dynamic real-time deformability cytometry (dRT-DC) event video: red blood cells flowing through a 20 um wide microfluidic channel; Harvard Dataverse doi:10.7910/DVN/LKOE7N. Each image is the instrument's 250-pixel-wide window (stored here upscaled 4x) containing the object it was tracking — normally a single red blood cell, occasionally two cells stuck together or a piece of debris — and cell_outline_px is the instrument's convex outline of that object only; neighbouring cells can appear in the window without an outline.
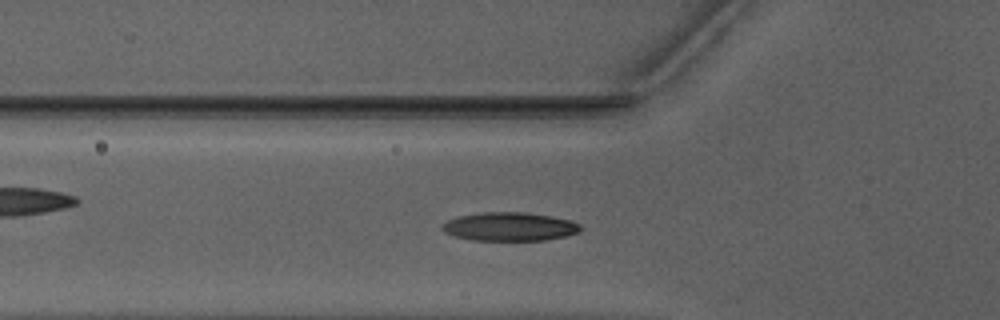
{"species": "Egyptian fruit bat (a non-hibernating species)", "species_latin": "Rousettus aegyptiacus", "temperature_condition": "warm", "stored_images_in_passage": 46, "camera_frame_rate_fps": 3000, "um_per_image_px": 0.085, "animal": {"sex": "male"}, "frame": {"image": 1, "passage_image": 12, "time_ms": 3.667, "image_size_px": [1000, 320], "cell_outline_px": [[584, 228], [580, 232], [564, 236], [544, 240], [472, 240], [456, 236], [444, 232], [440, 228], [448, 220], [460, 216], [484, 212], [524, 212], [552, 216], [572, 220], [580, 224]], "centroid_in_image_um": [43.37, 19.26], "position_along_channel_um": 82.4, "area_um2": 23.0}}
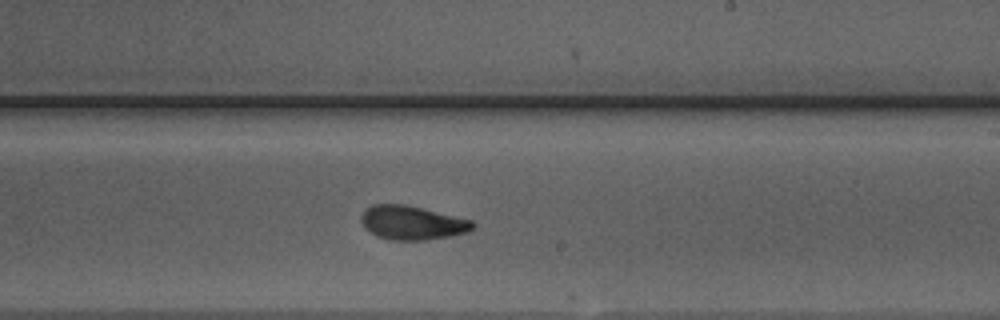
{"frame": {"image": 2, "passage_image": 25, "time_ms": 8.0, "image_size_px": [1000, 320], "cell_outline_px": [[476, 224], [468, 232], [448, 236], [424, 240], [388, 240], [376, 236], [364, 228], [360, 220], [360, 216], [364, 208], [372, 204], [404, 204], [472, 220]], "centroid_in_image_um": [34.96, 18.93], "position_along_channel_um": 254.0, "area_um2": 22.14}}
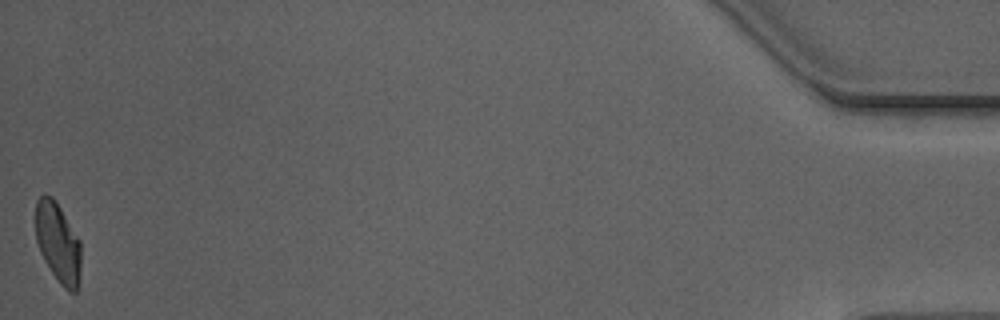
{"frame": {"image": 3, "passage_image": 46, "time_ms": 15.0, "image_size_px": [1000, 320], "cell_outline_px": [[80, 272], [76, 292], [68, 292], [60, 284], [44, 260], [40, 252], [36, 240], [36, 200], [44, 192], [52, 196], [60, 208], [80, 240]], "centroid_in_image_um": [4.92, 20.62], "position_along_channel_um": 430.3, "area_um2": 21.04}, "authors_computed_cell_mechanics": {"area_um2": 21.7906, "velocity_mm_per_s": 3.9494, "shape_relaxation_time_tau1_ms": 3.2781, "shape_relaxation_time_tau2_ms": 1.5965, "deformation_change_tau1": 0.145, "deformation_change_tau2": 0.067}}